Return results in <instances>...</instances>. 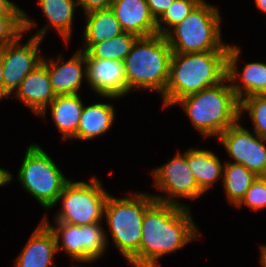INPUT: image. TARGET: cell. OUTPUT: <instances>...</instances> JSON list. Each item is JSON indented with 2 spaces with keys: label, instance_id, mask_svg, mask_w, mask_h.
Returning <instances> with one entry per match:
<instances>
[{
  "label": "cell",
  "instance_id": "e0dca14e",
  "mask_svg": "<svg viewBox=\"0 0 266 267\" xmlns=\"http://www.w3.org/2000/svg\"><path fill=\"white\" fill-rule=\"evenodd\" d=\"M110 8L124 32L138 37L157 34L156 20L150 12L147 0H113Z\"/></svg>",
  "mask_w": 266,
  "mask_h": 267
},
{
  "label": "cell",
  "instance_id": "5b68a950",
  "mask_svg": "<svg viewBox=\"0 0 266 267\" xmlns=\"http://www.w3.org/2000/svg\"><path fill=\"white\" fill-rule=\"evenodd\" d=\"M172 50L164 35L139 37L124 59L127 94L135 89L165 92Z\"/></svg>",
  "mask_w": 266,
  "mask_h": 267
},
{
  "label": "cell",
  "instance_id": "cb8c5ba5",
  "mask_svg": "<svg viewBox=\"0 0 266 267\" xmlns=\"http://www.w3.org/2000/svg\"><path fill=\"white\" fill-rule=\"evenodd\" d=\"M258 176L244 165L226 161L223 167V186L228 202L236 206Z\"/></svg>",
  "mask_w": 266,
  "mask_h": 267
},
{
  "label": "cell",
  "instance_id": "1f68e13d",
  "mask_svg": "<svg viewBox=\"0 0 266 267\" xmlns=\"http://www.w3.org/2000/svg\"><path fill=\"white\" fill-rule=\"evenodd\" d=\"M0 15H24V10L9 0H0Z\"/></svg>",
  "mask_w": 266,
  "mask_h": 267
},
{
  "label": "cell",
  "instance_id": "52a82bcc",
  "mask_svg": "<svg viewBox=\"0 0 266 267\" xmlns=\"http://www.w3.org/2000/svg\"><path fill=\"white\" fill-rule=\"evenodd\" d=\"M24 190L33 196L44 209L57 205L67 179L54 160L39 145L27 146L23 162L17 173Z\"/></svg>",
  "mask_w": 266,
  "mask_h": 267
},
{
  "label": "cell",
  "instance_id": "8992f818",
  "mask_svg": "<svg viewBox=\"0 0 266 267\" xmlns=\"http://www.w3.org/2000/svg\"><path fill=\"white\" fill-rule=\"evenodd\" d=\"M221 20L217 6L202 0L164 36L173 53L228 51L230 45L221 40Z\"/></svg>",
  "mask_w": 266,
  "mask_h": 267
},
{
  "label": "cell",
  "instance_id": "7c38bea8",
  "mask_svg": "<svg viewBox=\"0 0 266 267\" xmlns=\"http://www.w3.org/2000/svg\"><path fill=\"white\" fill-rule=\"evenodd\" d=\"M23 36H20L13 43L0 47V56L3 64V82L5 91L9 95L15 93L22 80L38 67L43 59L39 47L43 40L31 36L23 45L21 44Z\"/></svg>",
  "mask_w": 266,
  "mask_h": 267
},
{
  "label": "cell",
  "instance_id": "8fae6325",
  "mask_svg": "<svg viewBox=\"0 0 266 267\" xmlns=\"http://www.w3.org/2000/svg\"><path fill=\"white\" fill-rule=\"evenodd\" d=\"M236 122L219 137L233 163L242 164L257 176H266V139Z\"/></svg>",
  "mask_w": 266,
  "mask_h": 267
},
{
  "label": "cell",
  "instance_id": "ffe728a7",
  "mask_svg": "<svg viewBox=\"0 0 266 267\" xmlns=\"http://www.w3.org/2000/svg\"><path fill=\"white\" fill-rule=\"evenodd\" d=\"M83 106L79 94L57 95L49 104L53 122L62 133V140L76 136Z\"/></svg>",
  "mask_w": 266,
  "mask_h": 267
},
{
  "label": "cell",
  "instance_id": "d4e9b609",
  "mask_svg": "<svg viewBox=\"0 0 266 267\" xmlns=\"http://www.w3.org/2000/svg\"><path fill=\"white\" fill-rule=\"evenodd\" d=\"M139 37L124 32L112 39L93 44L86 52L97 59L124 61Z\"/></svg>",
  "mask_w": 266,
  "mask_h": 267
},
{
  "label": "cell",
  "instance_id": "9a60e30c",
  "mask_svg": "<svg viewBox=\"0 0 266 267\" xmlns=\"http://www.w3.org/2000/svg\"><path fill=\"white\" fill-rule=\"evenodd\" d=\"M58 61L43 57L42 64L47 68L52 88L56 95L78 94L83 78L87 80L85 53L79 49L64 62L61 54Z\"/></svg>",
  "mask_w": 266,
  "mask_h": 267
},
{
  "label": "cell",
  "instance_id": "44dd1931",
  "mask_svg": "<svg viewBox=\"0 0 266 267\" xmlns=\"http://www.w3.org/2000/svg\"><path fill=\"white\" fill-rule=\"evenodd\" d=\"M86 24L83 32V52L93 44L112 39L124 33L111 8L95 10L85 14Z\"/></svg>",
  "mask_w": 266,
  "mask_h": 267
},
{
  "label": "cell",
  "instance_id": "9c48e42d",
  "mask_svg": "<svg viewBox=\"0 0 266 267\" xmlns=\"http://www.w3.org/2000/svg\"><path fill=\"white\" fill-rule=\"evenodd\" d=\"M47 216L42 221L53 232L57 242V252L65 251L73 260L82 263H91L102 257L107 247V235L102 222L78 226L70 223L56 222L49 224ZM61 237V240H60ZM61 241V244H60Z\"/></svg>",
  "mask_w": 266,
  "mask_h": 267
},
{
  "label": "cell",
  "instance_id": "f1b7e54d",
  "mask_svg": "<svg viewBox=\"0 0 266 267\" xmlns=\"http://www.w3.org/2000/svg\"><path fill=\"white\" fill-rule=\"evenodd\" d=\"M242 205L255 211L266 208V176H258L235 207Z\"/></svg>",
  "mask_w": 266,
  "mask_h": 267
},
{
  "label": "cell",
  "instance_id": "4dcf8cb0",
  "mask_svg": "<svg viewBox=\"0 0 266 267\" xmlns=\"http://www.w3.org/2000/svg\"><path fill=\"white\" fill-rule=\"evenodd\" d=\"M174 0H147L150 12L157 21Z\"/></svg>",
  "mask_w": 266,
  "mask_h": 267
},
{
  "label": "cell",
  "instance_id": "277c9868",
  "mask_svg": "<svg viewBox=\"0 0 266 267\" xmlns=\"http://www.w3.org/2000/svg\"><path fill=\"white\" fill-rule=\"evenodd\" d=\"M130 197L116 198L109 194L104 206L115 247L133 267H140V243L145 211L156 201L152 194L130 193Z\"/></svg>",
  "mask_w": 266,
  "mask_h": 267
},
{
  "label": "cell",
  "instance_id": "ba28073f",
  "mask_svg": "<svg viewBox=\"0 0 266 267\" xmlns=\"http://www.w3.org/2000/svg\"><path fill=\"white\" fill-rule=\"evenodd\" d=\"M108 196L109 193L95 176L90 178L89 183L74 182L70 179L57 199V203L62 199V208L55 215V222L78 226L100 222L104 217V206Z\"/></svg>",
  "mask_w": 266,
  "mask_h": 267
},
{
  "label": "cell",
  "instance_id": "5bb4252c",
  "mask_svg": "<svg viewBox=\"0 0 266 267\" xmlns=\"http://www.w3.org/2000/svg\"><path fill=\"white\" fill-rule=\"evenodd\" d=\"M240 54L241 49L238 46L229 47L227 79L235 95L239 101L252 95H266V64L263 62L247 63L245 67L243 66L242 72H239L237 64Z\"/></svg>",
  "mask_w": 266,
  "mask_h": 267
},
{
  "label": "cell",
  "instance_id": "4fadbf2b",
  "mask_svg": "<svg viewBox=\"0 0 266 267\" xmlns=\"http://www.w3.org/2000/svg\"><path fill=\"white\" fill-rule=\"evenodd\" d=\"M87 80L91 89L103 98L116 99L127 94L124 62L92 58L87 52Z\"/></svg>",
  "mask_w": 266,
  "mask_h": 267
},
{
  "label": "cell",
  "instance_id": "83f0119b",
  "mask_svg": "<svg viewBox=\"0 0 266 267\" xmlns=\"http://www.w3.org/2000/svg\"><path fill=\"white\" fill-rule=\"evenodd\" d=\"M240 119L242 113L249 114L253 131L266 139V95H252L240 100Z\"/></svg>",
  "mask_w": 266,
  "mask_h": 267
},
{
  "label": "cell",
  "instance_id": "7a4b0ae2",
  "mask_svg": "<svg viewBox=\"0 0 266 267\" xmlns=\"http://www.w3.org/2000/svg\"><path fill=\"white\" fill-rule=\"evenodd\" d=\"M228 51L172 53L169 79L162 96L163 109L187 95L227 79Z\"/></svg>",
  "mask_w": 266,
  "mask_h": 267
},
{
  "label": "cell",
  "instance_id": "6da1fadb",
  "mask_svg": "<svg viewBox=\"0 0 266 267\" xmlns=\"http://www.w3.org/2000/svg\"><path fill=\"white\" fill-rule=\"evenodd\" d=\"M189 206L155 201L144 213L140 267H160L159 259L200 236Z\"/></svg>",
  "mask_w": 266,
  "mask_h": 267
},
{
  "label": "cell",
  "instance_id": "f546056e",
  "mask_svg": "<svg viewBox=\"0 0 266 267\" xmlns=\"http://www.w3.org/2000/svg\"><path fill=\"white\" fill-rule=\"evenodd\" d=\"M113 0H78V5L84 11V14L111 7Z\"/></svg>",
  "mask_w": 266,
  "mask_h": 267
},
{
  "label": "cell",
  "instance_id": "4316f807",
  "mask_svg": "<svg viewBox=\"0 0 266 267\" xmlns=\"http://www.w3.org/2000/svg\"><path fill=\"white\" fill-rule=\"evenodd\" d=\"M201 1L202 0H174L163 15L156 21L157 34L165 35L172 27L182 22Z\"/></svg>",
  "mask_w": 266,
  "mask_h": 267
},
{
  "label": "cell",
  "instance_id": "603a6c76",
  "mask_svg": "<svg viewBox=\"0 0 266 267\" xmlns=\"http://www.w3.org/2000/svg\"><path fill=\"white\" fill-rule=\"evenodd\" d=\"M115 120V109L107 103L83 106L77 133L74 139L91 140L110 129Z\"/></svg>",
  "mask_w": 266,
  "mask_h": 267
},
{
  "label": "cell",
  "instance_id": "484cf974",
  "mask_svg": "<svg viewBox=\"0 0 266 267\" xmlns=\"http://www.w3.org/2000/svg\"><path fill=\"white\" fill-rule=\"evenodd\" d=\"M37 26L24 15H0V47L15 42L25 32Z\"/></svg>",
  "mask_w": 266,
  "mask_h": 267
},
{
  "label": "cell",
  "instance_id": "7402d4cb",
  "mask_svg": "<svg viewBox=\"0 0 266 267\" xmlns=\"http://www.w3.org/2000/svg\"><path fill=\"white\" fill-rule=\"evenodd\" d=\"M186 160L195 175L199 188L204 193L214 186L215 181L223 177V163L209 150L190 147L186 151Z\"/></svg>",
  "mask_w": 266,
  "mask_h": 267
},
{
  "label": "cell",
  "instance_id": "3957f363",
  "mask_svg": "<svg viewBox=\"0 0 266 267\" xmlns=\"http://www.w3.org/2000/svg\"><path fill=\"white\" fill-rule=\"evenodd\" d=\"M177 104L182 106L194 128L207 138L219 137L240 120V101L228 79L182 97L174 103Z\"/></svg>",
  "mask_w": 266,
  "mask_h": 267
},
{
  "label": "cell",
  "instance_id": "836d02e7",
  "mask_svg": "<svg viewBox=\"0 0 266 267\" xmlns=\"http://www.w3.org/2000/svg\"><path fill=\"white\" fill-rule=\"evenodd\" d=\"M10 95L5 91L4 82H3V64L2 58L0 56V101L3 98L9 97Z\"/></svg>",
  "mask_w": 266,
  "mask_h": 267
},
{
  "label": "cell",
  "instance_id": "d6986e66",
  "mask_svg": "<svg viewBox=\"0 0 266 267\" xmlns=\"http://www.w3.org/2000/svg\"><path fill=\"white\" fill-rule=\"evenodd\" d=\"M48 24L43 26L33 37L43 40L48 28L53 27L61 38L68 43L72 36L74 12L78 0H37Z\"/></svg>",
  "mask_w": 266,
  "mask_h": 267
},
{
  "label": "cell",
  "instance_id": "e575fe53",
  "mask_svg": "<svg viewBox=\"0 0 266 267\" xmlns=\"http://www.w3.org/2000/svg\"><path fill=\"white\" fill-rule=\"evenodd\" d=\"M260 262L262 267H266V245L260 246Z\"/></svg>",
  "mask_w": 266,
  "mask_h": 267
},
{
  "label": "cell",
  "instance_id": "ac0fdd59",
  "mask_svg": "<svg viewBox=\"0 0 266 267\" xmlns=\"http://www.w3.org/2000/svg\"><path fill=\"white\" fill-rule=\"evenodd\" d=\"M56 244L53 232L40 221L16 258L14 267H54L53 258L58 253Z\"/></svg>",
  "mask_w": 266,
  "mask_h": 267
},
{
  "label": "cell",
  "instance_id": "30bf717a",
  "mask_svg": "<svg viewBox=\"0 0 266 267\" xmlns=\"http://www.w3.org/2000/svg\"><path fill=\"white\" fill-rule=\"evenodd\" d=\"M152 175L154 177L153 185L165 195V197L153 195L157 202L187 207L186 204L178 201V198L194 200L204 194L188 166L186 152L180 154L178 151L172 159H168L166 164L152 170Z\"/></svg>",
  "mask_w": 266,
  "mask_h": 267
},
{
  "label": "cell",
  "instance_id": "d6a6232c",
  "mask_svg": "<svg viewBox=\"0 0 266 267\" xmlns=\"http://www.w3.org/2000/svg\"><path fill=\"white\" fill-rule=\"evenodd\" d=\"M12 174L11 172L5 170L4 168H0V187L6 184H9V182L12 180Z\"/></svg>",
  "mask_w": 266,
  "mask_h": 267
},
{
  "label": "cell",
  "instance_id": "d590c367",
  "mask_svg": "<svg viewBox=\"0 0 266 267\" xmlns=\"http://www.w3.org/2000/svg\"><path fill=\"white\" fill-rule=\"evenodd\" d=\"M255 3L261 12L266 13V0H255Z\"/></svg>",
  "mask_w": 266,
  "mask_h": 267
},
{
  "label": "cell",
  "instance_id": "2e32d148",
  "mask_svg": "<svg viewBox=\"0 0 266 267\" xmlns=\"http://www.w3.org/2000/svg\"><path fill=\"white\" fill-rule=\"evenodd\" d=\"M14 94L35 115L45 118L49 104L57 96L52 88L47 68L41 63L21 82Z\"/></svg>",
  "mask_w": 266,
  "mask_h": 267
}]
</instances>
